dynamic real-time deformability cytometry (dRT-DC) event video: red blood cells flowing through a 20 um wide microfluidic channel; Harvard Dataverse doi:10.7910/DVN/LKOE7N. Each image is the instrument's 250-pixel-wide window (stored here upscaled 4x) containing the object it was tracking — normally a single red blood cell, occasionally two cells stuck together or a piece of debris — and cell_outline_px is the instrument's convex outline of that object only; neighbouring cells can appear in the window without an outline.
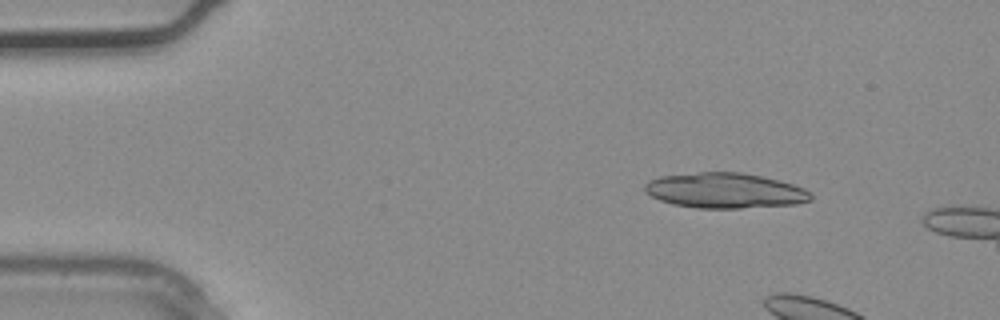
{"species": "common noctule bat (a hibernating species)", "species_latin": "Nyctalus noctula", "temperature_condition": "warm", "stored_images_in_passage": 5, "camera_frame_rate_fps": 3000, "um_per_image_px": 0.085, "animal": {"sex": "male", "body_mass_g": 20.4}, "frame": {"image": 1, "passage_image": 2, "time_ms": 0.333, "image_size_px": [1000, 320], "cell_outline_px": [[812, 200], [796, 204], [740, 208], [696, 208], [672, 204], [660, 200], [644, 192], [644, 184], [648, 180], [660, 176], [700, 172], [740, 172], [780, 180], [804, 188], [812, 192]], "centroid_in_image_um": [61.61, 16.2], "position_along_channel_um": 23.4, "area_um2": 34.28}}